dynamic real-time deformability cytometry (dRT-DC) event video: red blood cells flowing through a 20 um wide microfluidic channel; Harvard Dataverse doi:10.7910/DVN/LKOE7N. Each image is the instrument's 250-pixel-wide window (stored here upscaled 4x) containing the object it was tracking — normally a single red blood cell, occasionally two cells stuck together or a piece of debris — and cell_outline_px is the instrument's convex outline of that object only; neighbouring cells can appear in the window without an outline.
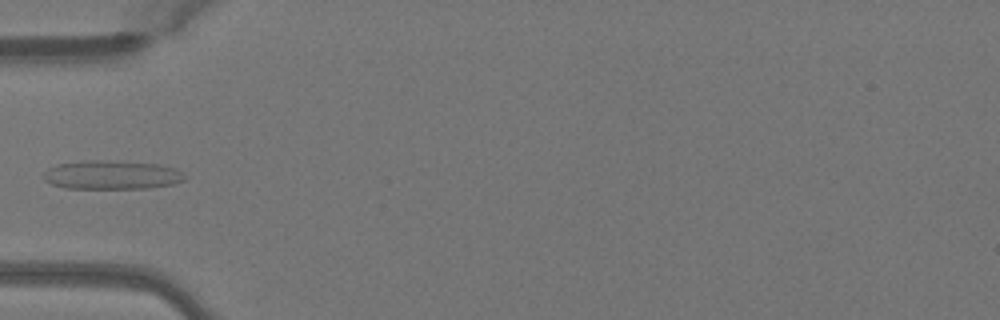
{"species": "Egyptian fruit bat (a non-hibernating species)", "species_latin": "Rousettus aegyptiacus", "temperature_condition": "warm", "stored_images_in_passage": 9, "camera_frame_rate_fps": 3000, "um_per_image_px": 0.085, "animal": {"sex": "female"}, "frame": {"image": 1, "passage_image": 1, "time_ms": 0.0, "image_size_px": [1000, 320], "cell_outline_px": [[188, 176], [184, 180], [172, 184], [144, 188], [64, 188], [52, 184], [44, 180], [44, 172], [48, 168], [56, 164], [88, 160], [104, 160], [156, 164], [176, 168]], "centroid_in_image_um": [9.49, 14.86], "position_along_channel_um": 75.5, "area_um2": 23.64}}
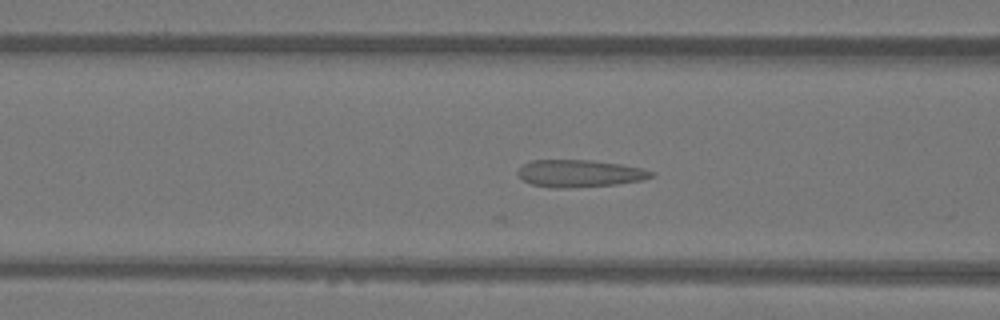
{"frame": {"image": 2, "passage_image": 4, "time_ms": 1.0, "image_size_px": [1000, 320], "cell_outline_px": [[656, 172], [652, 176], [640, 180], [616, 184], [568, 188], [552, 188], [532, 184], [524, 180], [516, 172], [524, 164], [532, 160], [592, 160], [620, 164], [640, 168]], "centroid_in_image_um": [49.25, 14.74], "position_along_channel_um": 117.4, "area_um2": 20.98}}
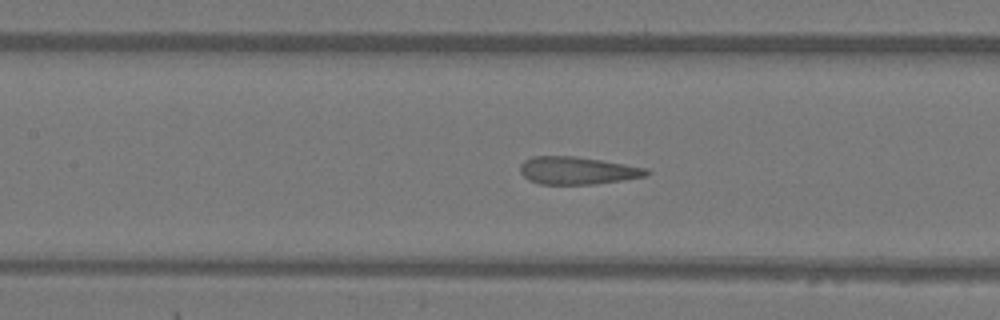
{"frame": {"image": 3, "passage_image": 7, "time_ms": 2.0, "image_size_px": [1000, 320], "cell_outline_px": [[652, 172], [644, 176], [596, 184], [540, 184], [528, 180], [520, 172], [520, 164], [524, 160], [532, 156], [576, 156], [648, 168]], "centroid_in_image_um": [49.05, 14.49], "position_along_channel_um": 158.4, "area_um2": 20.29}}